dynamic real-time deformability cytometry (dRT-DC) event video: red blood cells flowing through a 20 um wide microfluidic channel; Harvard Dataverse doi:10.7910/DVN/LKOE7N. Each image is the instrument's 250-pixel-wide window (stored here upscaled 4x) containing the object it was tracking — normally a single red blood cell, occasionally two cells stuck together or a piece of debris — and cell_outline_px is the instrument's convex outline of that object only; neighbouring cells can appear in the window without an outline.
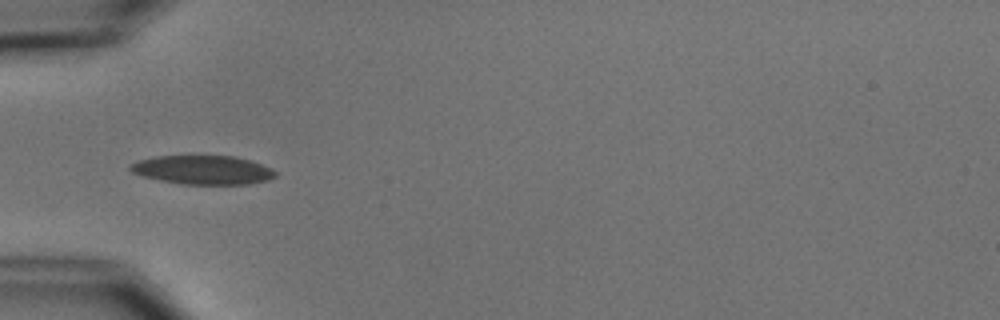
{"species": "common noctule bat (a hibernating species)", "species_latin": "Nyctalus noctula", "temperature_condition": "cold", "stored_images_in_passage": 7, "camera_frame_rate_fps": 3000, "um_per_image_px": 0.085, "animal": {"sex": "male", "body_mass_g": 15.6}, "frame": {"image": 1, "passage_image": 5, "time_ms": 5.333, "image_size_px": [1000, 320], "cell_outline_px": [[276, 176], [268, 180], [252, 184], [180, 184], [140, 176], [132, 172], [128, 168], [128, 164], [152, 156], [236, 156], [272, 168], [276, 172]], "centroid_in_image_um": [17.21, 14.44], "position_along_channel_um": 67.8, "area_um2": 24.57}}
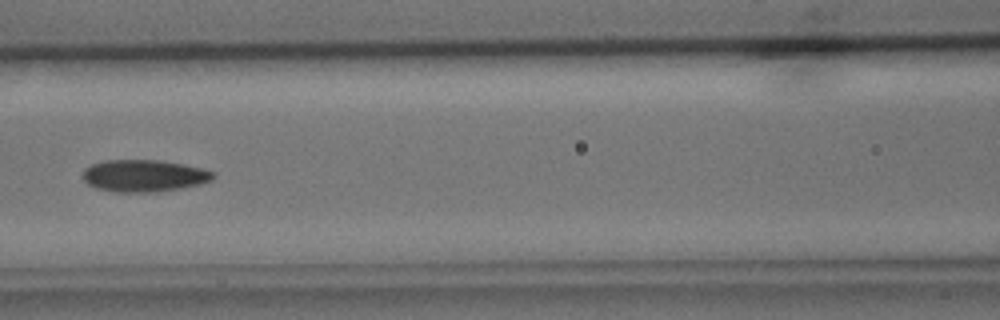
{"frame": {"image": 2, "passage_image": 7, "time_ms": 7.667, "image_size_px": [1000, 320], "cell_outline_px": [[216, 176], [212, 180], [200, 184], [180, 188], [156, 192], [116, 192], [96, 188], [88, 184], [84, 180], [84, 168], [92, 164], [104, 160], [160, 160], [184, 164], [216, 172]], "centroid_in_image_um": [12.26, 14.93], "position_along_channel_um": 154.3, "area_um2": 24.39}}